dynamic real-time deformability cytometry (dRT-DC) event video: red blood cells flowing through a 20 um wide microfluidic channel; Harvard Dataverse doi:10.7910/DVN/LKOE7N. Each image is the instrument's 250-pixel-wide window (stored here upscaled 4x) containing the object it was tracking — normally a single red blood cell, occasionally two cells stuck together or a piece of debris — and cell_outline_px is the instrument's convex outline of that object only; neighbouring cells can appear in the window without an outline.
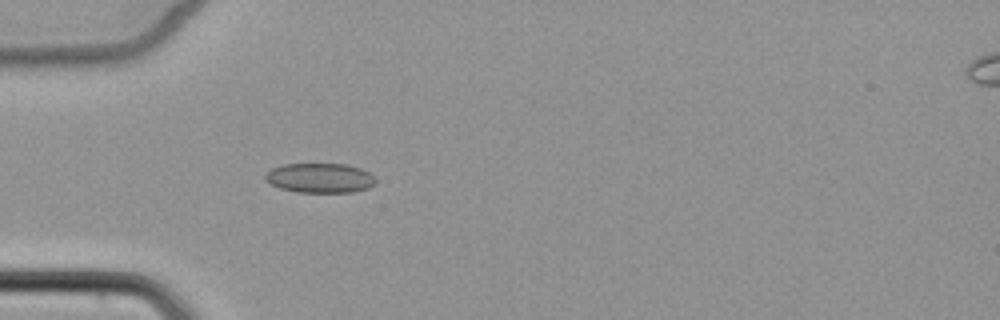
{"species": "common noctule bat (a hibernating species)", "species_latin": "Nyctalus noctula", "temperature_condition": "cold", "stored_images_in_passage": 5, "camera_frame_rate_fps": 3000, "um_per_image_px": 0.085, "animal": {"sex": "female", "body_mass_g": 22.7, "forearm_length_mm": 54.2}, "frame": {"image": 1, "passage_image": 5, "time_ms": 5.667, "image_size_px": [1000, 320], "cell_outline_px": [[376, 184], [368, 188], [352, 192], [296, 192], [280, 188], [264, 180], [264, 176], [272, 168], [284, 164], [344, 164], [360, 168], [368, 172], [376, 180]], "centroid_in_image_um": [27.19, 15.13], "position_along_channel_um": 57.8, "area_um2": 19.02}}